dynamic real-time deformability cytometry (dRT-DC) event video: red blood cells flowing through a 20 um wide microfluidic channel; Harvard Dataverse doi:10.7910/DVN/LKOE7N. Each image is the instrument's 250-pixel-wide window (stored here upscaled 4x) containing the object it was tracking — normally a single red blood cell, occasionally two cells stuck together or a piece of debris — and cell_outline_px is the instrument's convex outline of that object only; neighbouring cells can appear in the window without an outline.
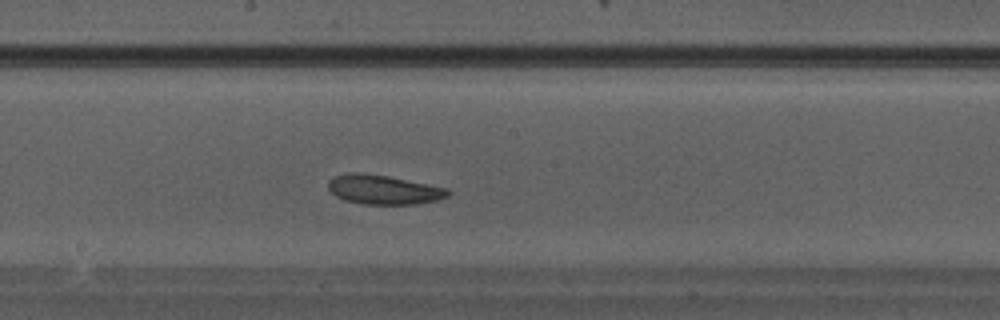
{"species": "Egyptian fruit bat (a non-hibernating species)", "species_latin": "Rousettus aegyptiacus", "temperature_condition": "warm", "stored_images_in_passage": 27, "camera_frame_rate_fps": 3000, "um_per_image_px": 0.085, "animal": {"sex": "male"}, "frame": {"image": 1, "passage_image": 12, "time_ms": 3.667, "image_size_px": [1000, 320], "cell_outline_px": [[452, 192], [448, 196], [436, 200], [416, 204], [360, 204], [344, 200], [336, 196], [328, 188], [328, 180], [332, 176], [348, 172], [364, 172], [388, 176], [448, 188]], "centroid_in_image_um": [32.57, 16.11], "position_along_channel_um": 215.6, "area_um2": 20.69}}